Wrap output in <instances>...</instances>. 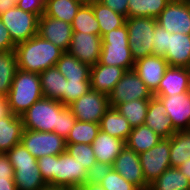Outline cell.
Listing matches in <instances>:
<instances>
[{
  "instance_id": "cell-1",
  "label": "cell",
  "mask_w": 190,
  "mask_h": 190,
  "mask_svg": "<svg viewBox=\"0 0 190 190\" xmlns=\"http://www.w3.org/2000/svg\"><path fill=\"white\" fill-rule=\"evenodd\" d=\"M64 51L36 34L15 46L17 67L27 72L41 73L54 67Z\"/></svg>"
},
{
  "instance_id": "cell-2",
  "label": "cell",
  "mask_w": 190,
  "mask_h": 190,
  "mask_svg": "<svg viewBox=\"0 0 190 190\" xmlns=\"http://www.w3.org/2000/svg\"><path fill=\"white\" fill-rule=\"evenodd\" d=\"M6 155L14 168L17 190H42L48 187L38 168L37 159L22 143L13 146Z\"/></svg>"
},
{
  "instance_id": "cell-3",
  "label": "cell",
  "mask_w": 190,
  "mask_h": 190,
  "mask_svg": "<svg viewBox=\"0 0 190 190\" xmlns=\"http://www.w3.org/2000/svg\"><path fill=\"white\" fill-rule=\"evenodd\" d=\"M7 97L12 114L21 116L43 98L39 73L17 69Z\"/></svg>"
},
{
  "instance_id": "cell-4",
  "label": "cell",
  "mask_w": 190,
  "mask_h": 190,
  "mask_svg": "<svg viewBox=\"0 0 190 190\" xmlns=\"http://www.w3.org/2000/svg\"><path fill=\"white\" fill-rule=\"evenodd\" d=\"M98 64L118 66L125 71L134 69L135 60L128 44L126 24L111 30L102 37V51Z\"/></svg>"
},
{
  "instance_id": "cell-5",
  "label": "cell",
  "mask_w": 190,
  "mask_h": 190,
  "mask_svg": "<svg viewBox=\"0 0 190 190\" xmlns=\"http://www.w3.org/2000/svg\"><path fill=\"white\" fill-rule=\"evenodd\" d=\"M58 100L42 98L21 115L24 129L54 132L58 128L59 111L64 107Z\"/></svg>"
},
{
  "instance_id": "cell-6",
  "label": "cell",
  "mask_w": 190,
  "mask_h": 190,
  "mask_svg": "<svg viewBox=\"0 0 190 190\" xmlns=\"http://www.w3.org/2000/svg\"><path fill=\"white\" fill-rule=\"evenodd\" d=\"M128 29V44L130 46L133 59L153 55V36L156 18L153 17H131L126 18Z\"/></svg>"
},
{
  "instance_id": "cell-7",
  "label": "cell",
  "mask_w": 190,
  "mask_h": 190,
  "mask_svg": "<svg viewBox=\"0 0 190 190\" xmlns=\"http://www.w3.org/2000/svg\"><path fill=\"white\" fill-rule=\"evenodd\" d=\"M87 170L74 157L64 151L55 155V179L49 187L75 190L86 182Z\"/></svg>"
},
{
  "instance_id": "cell-8",
  "label": "cell",
  "mask_w": 190,
  "mask_h": 190,
  "mask_svg": "<svg viewBox=\"0 0 190 190\" xmlns=\"http://www.w3.org/2000/svg\"><path fill=\"white\" fill-rule=\"evenodd\" d=\"M21 143L36 159L66 151V139L54 132L24 129Z\"/></svg>"
},
{
  "instance_id": "cell-9",
  "label": "cell",
  "mask_w": 190,
  "mask_h": 190,
  "mask_svg": "<svg viewBox=\"0 0 190 190\" xmlns=\"http://www.w3.org/2000/svg\"><path fill=\"white\" fill-rule=\"evenodd\" d=\"M0 19L16 45L38 34L39 17L17 6L1 14Z\"/></svg>"
},
{
  "instance_id": "cell-10",
  "label": "cell",
  "mask_w": 190,
  "mask_h": 190,
  "mask_svg": "<svg viewBox=\"0 0 190 190\" xmlns=\"http://www.w3.org/2000/svg\"><path fill=\"white\" fill-rule=\"evenodd\" d=\"M152 97V92L134 69L126 70L121 80L108 95L110 107L114 108L120 103L139 99H151Z\"/></svg>"
},
{
  "instance_id": "cell-11",
  "label": "cell",
  "mask_w": 190,
  "mask_h": 190,
  "mask_svg": "<svg viewBox=\"0 0 190 190\" xmlns=\"http://www.w3.org/2000/svg\"><path fill=\"white\" fill-rule=\"evenodd\" d=\"M75 118L82 122L100 123L105 112L110 108L108 95L89 90L69 105Z\"/></svg>"
},
{
  "instance_id": "cell-12",
  "label": "cell",
  "mask_w": 190,
  "mask_h": 190,
  "mask_svg": "<svg viewBox=\"0 0 190 190\" xmlns=\"http://www.w3.org/2000/svg\"><path fill=\"white\" fill-rule=\"evenodd\" d=\"M146 183H153L166 169L171 167L170 138L161 139L151 149L139 154Z\"/></svg>"
},
{
  "instance_id": "cell-13",
  "label": "cell",
  "mask_w": 190,
  "mask_h": 190,
  "mask_svg": "<svg viewBox=\"0 0 190 190\" xmlns=\"http://www.w3.org/2000/svg\"><path fill=\"white\" fill-rule=\"evenodd\" d=\"M156 20L169 33L190 35V1L171 0Z\"/></svg>"
},
{
  "instance_id": "cell-14",
  "label": "cell",
  "mask_w": 190,
  "mask_h": 190,
  "mask_svg": "<svg viewBox=\"0 0 190 190\" xmlns=\"http://www.w3.org/2000/svg\"><path fill=\"white\" fill-rule=\"evenodd\" d=\"M102 51V37L95 34L73 32L67 50L82 63L93 66L99 62Z\"/></svg>"
},
{
  "instance_id": "cell-15",
  "label": "cell",
  "mask_w": 190,
  "mask_h": 190,
  "mask_svg": "<svg viewBox=\"0 0 190 190\" xmlns=\"http://www.w3.org/2000/svg\"><path fill=\"white\" fill-rule=\"evenodd\" d=\"M112 168L117 171L128 182L136 185L140 190H148L143 170L140 163L139 154L125 146L116 157Z\"/></svg>"
},
{
  "instance_id": "cell-16",
  "label": "cell",
  "mask_w": 190,
  "mask_h": 190,
  "mask_svg": "<svg viewBox=\"0 0 190 190\" xmlns=\"http://www.w3.org/2000/svg\"><path fill=\"white\" fill-rule=\"evenodd\" d=\"M164 104L176 131L190 130V91L169 96H156Z\"/></svg>"
},
{
  "instance_id": "cell-17",
  "label": "cell",
  "mask_w": 190,
  "mask_h": 190,
  "mask_svg": "<svg viewBox=\"0 0 190 190\" xmlns=\"http://www.w3.org/2000/svg\"><path fill=\"white\" fill-rule=\"evenodd\" d=\"M72 25L46 15L38 20V35L67 52L72 38Z\"/></svg>"
},
{
  "instance_id": "cell-18",
  "label": "cell",
  "mask_w": 190,
  "mask_h": 190,
  "mask_svg": "<svg viewBox=\"0 0 190 190\" xmlns=\"http://www.w3.org/2000/svg\"><path fill=\"white\" fill-rule=\"evenodd\" d=\"M168 67V62L163 56L151 55L136 60L134 70L153 94Z\"/></svg>"
},
{
  "instance_id": "cell-19",
  "label": "cell",
  "mask_w": 190,
  "mask_h": 190,
  "mask_svg": "<svg viewBox=\"0 0 190 190\" xmlns=\"http://www.w3.org/2000/svg\"><path fill=\"white\" fill-rule=\"evenodd\" d=\"M190 91V69L169 66L153 96H169Z\"/></svg>"
},
{
  "instance_id": "cell-20",
  "label": "cell",
  "mask_w": 190,
  "mask_h": 190,
  "mask_svg": "<svg viewBox=\"0 0 190 190\" xmlns=\"http://www.w3.org/2000/svg\"><path fill=\"white\" fill-rule=\"evenodd\" d=\"M166 112L163 102L158 97L153 96L149 99L144 124L162 139L170 138L176 132Z\"/></svg>"
},
{
  "instance_id": "cell-21",
  "label": "cell",
  "mask_w": 190,
  "mask_h": 190,
  "mask_svg": "<svg viewBox=\"0 0 190 190\" xmlns=\"http://www.w3.org/2000/svg\"><path fill=\"white\" fill-rule=\"evenodd\" d=\"M124 72L125 70L118 66H106L98 63L91 66V89L109 95L121 80Z\"/></svg>"
},
{
  "instance_id": "cell-22",
  "label": "cell",
  "mask_w": 190,
  "mask_h": 190,
  "mask_svg": "<svg viewBox=\"0 0 190 190\" xmlns=\"http://www.w3.org/2000/svg\"><path fill=\"white\" fill-rule=\"evenodd\" d=\"M164 58L169 66L190 69V35L170 33L168 35V51Z\"/></svg>"
},
{
  "instance_id": "cell-23",
  "label": "cell",
  "mask_w": 190,
  "mask_h": 190,
  "mask_svg": "<svg viewBox=\"0 0 190 190\" xmlns=\"http://www.w3.org/2000/svg\"><path fill=\"white\" fill-rule=\"evenodd\" d=\"M91 145L96 160L112 166L116 157L126 146L125 141L113 137L102 130H99L97 137L93 140Z\"/></svg>"
},
{
  "instance_id": "cell-24",
  "label": "cell",
  "mask_w": 190,
  "mask_h": 190,
  "mask_svg": "<svg viewBox=\"0 0 190 190\" xmlns=\"http://www.w3.org/2000/svg\"><path fill=\"white\" fill-rule=\"evenodd\" d=\"M24 125L21 116L11 114L0 118V153L6 154L21 143Z\"/></svg>"
},
{
  "instance_id": "cell-25",
  "label": "cell",
  "mask_w": 190,
  "mask_h": 190,
  "mask_svg": "<svg viewBox=\"0 0 190 190\" xmlns=\"http://www.w3.org/2000/svg\"><path fill=\"white\" fill-rule=\"evenodd\" d=\"M42 95L44 98L58 100L64 104L65 82L67 79L54 67L39 73Z\"/></svg>"
},
{
  "instance_id": "cell-26",
  "label": "cell",
  "mask_w": 190,
  "mask_h": 190,
  "mask_svg": "<svg viewBox=\"0 0 190 190\" xmlns=\"http://www.w3.org/2000/svg\"><path fill=\"white\" fill-rule=\"evenodd\" d=\"M100 130L126 142L132 126L116 108L110 107L101 118Z\"/></svg>"
},
{
  "instance_id": "cell-27",
  "label": "cell",
  "mask_w": 190,
  "mask_h": 190,
  "mask_svg": "<svg viewBox=\"0 0 190 190\" xmlns=\"http://www.w3.org/2000/svg\"><path fill=\"white\" fill-rule=\"evenodd\" d=\"M55 66L67 80H90L91 66L69 52H64Z\"/></svg>"
},
{
  "instance_id": "cell-28",
  "label": "cell",
  "mask_w": 190,
  "mask_h": 190,
  "mask_svg": "<svg viewBox=\"0 0 190 190\" xmlns=\"http://www.w3.org/2000/svg\"><path fill=\"white\" fill-rule=\"evenodd\" d=\"M161 139L151 128L144 124L132 128L125 144L127 148L140 154L151 149Z\"/></svg>"
},
{
  "instance_id": "cell-29",
  "label": "cell",
  "mask_w": 190,
  "mask_h": 190,
  "mask_svg": "<svg viewBox=\"0 0 190 190\" xmlns=\"http://www.w3.org/2000/svg\"><path fill=\"white\" fill-rule=\"evenodd\" d=\"M190 181L177 168L166 169L153 183L148 190H189Z\"/></svg>"
},
{
  "instance_id": "cell-30",
  "label": "cell",
  "mask_w": 190,
  "mask_h": 190,
  "mask_svg": "<svg viewBox=\"0 0 190 190\" xmlns=\"http://www.w3.org/2000/svg\"><path fill=\"white\" fill-rule=\"evenodd\" d=\"M82 5L78 0H49L43 14L72 24Z\"/></svg>"
},
{
  "instance_id": "cell-31",
  "label": "cell",
  "mask_w": 190,
  "mask_h": 190,
  "mask_svg": "<svg viewBox=\"0 0 190 190\" xmlns=\"http://www.w3.org/2000/svg\"><path fill=\"white\" fill-rule=\"evenodd\" d=\"M190 158V130L176 131L170 137L171 167H178Z\"/></svg>"
},
{
  "instance_id": "cell-32",
  "label": "cell",
  "mask_w": 190,
  "mask_h": 190,
  "mask_svg": "<svg viewBox=\"0 0 190 190\" xmlns=\"http://www.w3.org/2000/svg\"><path fill=\"white\" fill-rule=\"evenodd\" d=\"M95 17L99 23L101 37L111 30L117 29L125 25L126 17L118 14L101 2L91 4Z\"/></svg>"
},
{
  "instance_id": "cell-33",
  "label": "cell",
  "mask_w": 190,
  "mask_h": 190,
  "mask_svg": "<svg viewBox=\"0 0 190 190\" xmlns=\"http://www.w3.org/2000/svg\"><path fill=\"white\" fill-rule=\"evenodd\" d=\"M17 69L15 50L0 52V95L8 96Z\"/></svg>"
},
{
  "instance_id": "cell-34",
  "label": "cell",
  "mask_w": 190,
  "mask_h": 190,
  "mask_svg": "<svg viewBox=\"0 0 190 190\" xmlns=\"http://www.w3.org/2000/svg\"><path fill=\"white\" fill-rule=\"evenodd\" d=\"M171 0H128V18H157Z\"/></svg>"
},
{
  "instance_id": "cell-35",
  "label": "cell",
  "mask_w": 190,
  "mask_h": 190,
  "mask_svg": "<svg viewBox=\"0 0 190 190\" xmlns=\"http://www.w3.org/2000/svg\"><path fill=\"white\" fill-rule=\"evenodd\" d=\"M148 104L149 99H139L120 103L115 108L127 119L133 128L144 125L145 117L148 111Z\"/></svg>"
},
{
  "instance_id": "cell-36",
  "label": "cell",
  "mask_w": 190,
  "mask_h": 190,
  "mask_svg": "<svg viewBox=\"0 0 190 190\" xmlns=\"http://www.w3.org/2000/svg\"><path fill=\"white\" fill-rule=\"evenodd\" d=\"M72 25L73 32H83L101 36L100 26L92 5L83 4L76 13Z\"/></svg>"
},
{
  "instance_id": "cell-37",
  "label": "cell",
  "mask_w": 190,
  "mask_h": 190,
  "mask_svg": "<svg viewBox=\"0 0 190 190\" xmlns=\"http://www.w3.org/2000/svg\"><path fill=\"white\" fill-rule=\"evenodd\" d=\"M100 130L99 123L77 120L66 139V144H92Z\"/></svg>"
},
{
  "instance_id": "cell-38",
  "label": "cell",
  "mask_w": 190,
  "mask_h": 190,
  "mask_svg": "<svg viewBox=\"0 0 190 190\" xmlns=\"http://www.w3.org/2000/svg\"><path fill=\"white\" fill-rule=\"evenodd\" d=\"M66 152L82 164L86 170L91 168L97 162L91 144H66Z\"/></svg>"
},
{
  "instance_id": "cell-39",
  "label": "cell",
  "mask_w": 190,
  "mask_h": 190,
  "mask_svg": "<svg viewBox=\"0 0 190 190\" xmlns=\"http://www.w3.org/2000/svg\"><path fill=\"white\" fill-rule=\"evenodd\" d=\"M91 90L90 80H67L65 82L64 105L69 106Z\"/></svg>"
},
{
  "instance_id": "cell-40",
  "label": "cell",
  "mask_w": 190,
  "mask_h": 190,
  "mask_svg": "<svg viewBox=\"0 0 190 190\" xmlns=\"http://www.w3.org/2000/svg\"><path fill=\"white\" fill-rule=\"evenodd\" d=\"M104 190H140L136 185L128 182L113 168L100 181Z\"/></svg>"
},
{
  "instance_id": "cell-41",
  "label": "cell",
  "mask_w": 190,
  "mask_h": 190,
  "mask_svg": "<svg viewBox=\"0 0 190 190\" xmlns=\"http://www.w3.org/2000/svg\"><path fill=\"white\" fill-rule=\"evenodd\" d=\"M76 121L77 119L75 118L71 108L69 106H64L59 111L58 128L54 129V133L60 135L64 139H67Z\"/></svg>"
},
{
  "instance_id": "cell-42",
  "label": "cell",
  "mask_w": 190,
  "mask_h": 190,
  "mask_svg": "<svg viewBox=\"0 0 190 190\" xmlns=\"http://www.w3.org/2000/svg\"><path fill=\"white\" fill-rule=\"evenodd\" d=\"M170 33L156 24L153 36V55L165 56L168 51V35Z\"/></svg>"
},
{
  "instance_id": "cell-43",
  "label": "cell",
  "mask_w": 190,
  "mask_h": 190,
  "mask_svg": "<svg viewBox=\"0 0 190 190\" xmlns=\"http://www.w3.org/2000/svg\"><path fill=\"white\" fill-rule=\"evenodd\" d=\"M37 164L43 180L49 185L55 179V155L41 157Z\"/></svg>"
},
{
  "instance_id": "cell-44",
  "label": "cell",
  "mask_w": 190,
  "mask_h": 190,
  "mask_svg": "<svg viewBox=\"0 0 190 190\" xmlns=\"http://www.w3.org/2000/svg\"><path fill=\"white\" fill-rule=\"evenodd\" d=\"M112 169V165L102 162H96L91 168L87 170L86 183L96 184L107 175Z\"/></svg>"
},
{
  "instance_id": "cell-45",
  "label": "cell",
  "mask_w": 190,
  "mask_h": 190,
  "mask_svg": "<svg viewBox=\"0 0 190 190\" xmlns=\"http://www.w3.org/2000/svg\"><path fill=\"white\" fill-rule=\"evenodd\" d=\"M49 0H17V7L23 11L36 14L39 18L44 13V7Z\"/></svg>"
},
{
  "instance_id": "cell-46",
  "label": "cell",
  "mask_w": 190,
  "mask_h": 190,
  "mask_svg": "<svg viewBox=\"0 0 190 190\" xmlns=\"http://www.w3.org/2000/svg\"><path fill=\"white\" fill-rule=\"evenodd\" d=\"M15 46L8 29L0 19V52L15 50Z\"/></svg>"
},
{
  "instance_id": "cell-47",
  "label": "cell",
  "mask_w": 190,
  "mask_h": 190,
  "mask_svg": "<svg viewBox=\"0 0 190 190\" xmlns=\"http://www.w3.org/2000/svg\"><path fill=\"white\" fill-rule=\"evenodd\" d=\"M99 2L128 18V0H100Z\"/></svg>"
},
{
  "instance_id": "cell-48",
  "label": "cell",
  "mask_w": 190,
  "mask_h": 190,
  "mask_svg": "<svg viewBox=\"0 0 190 190\" xmlns=\"http://www.w3.org/2000/svg\"><path fill=\"white\" fill-rule=\"evenodd\" d=\"M14 178V168L6 154L0 153V179Z\"/></svg>"
},
{
  "instance_id": "cell-49",
  "label": "cell",
  "mask_w": 190,
  "mask_h": 190,
  "mask_svg": "<svg viewBox=\"0 0 190 190\" xmlns=\"http://www.w3.org/2000/svg\"><path fill=\"white\" fill-rule=\"evenodd\" d=\"M12 114L8 97L0 95V118L8 117Z\"/></svg>"
},
{
  "instance_id": "cell-50",
  "label": "cell",
  "mask_w": 190,
  "mask_h": 190,
  "mask_svg": "<svg viewBox=\"0 0 190 190\" xmlns=\"http://www.w3.org/2000/svg\"><path fill=\"white\" fill-rule=\"evenodd\" d=\"M0 190H17L14 178H1Z\"/></svg>"
},
{
  "instance_id": "cell-51",
  "label": "cell",
  "mask_w": 190,
  "mask_h": 190,
  "mask_svg": "<svg viewBox=\"0 0 190 190\" xmlns=\"http://www.w3.org/2000/svg\"><path fill=\"white\" fill-rule=\"evenodd\" d=\"M17 0H0V15L16 7Z\"/></svg>"
},
{
  "instance_id": "cell-52",
  "label": "cell",
  "mask_w": 190,
  "mask_h": 190,
  "mask_svg": "<svg viewBox=\"0 0 190 190\" xmlns=\"http://www.w3.org/2000/svg\"><path fill=\"white\" fill-rule=\"evenodd\" d=\"M75 190H104L100 183L90 184L84 183L77 187Z\"/></svg>"
},
{
  "instance_id": "cell-53",
  "label": "cell",
  "mask_w": 190,
  "mask_h": 190,
  "mask_svg": "<svg viewBox=\"0 0 190 190\" xmlns=\"http://www.w3.org/2000/svg\"><path fill=\"white\" fill-rule=\"evenodd\" d=\"M190 181V158L177 167Z\"/></svg>"
},
{
  "instance_id": "cell-54",
  "label": "cell",
  "mask_w": 190,
  "mask_h": 190,
  "mask_svg": "<svg viewBox=\"0 0 190 190\" xmlns=\"http://www.w3.org/2000/svg\"><path fill=\"white\" fill-rule=\"evenodd\" d=\"M82 4L91 5L93 3L99 2L100 0H78Z\"/></svg>"
},
{
  "instance_id": "cell-55",
  "label": "cell",
  "mask_w": 190,
  "mask_h": 190,
  "mask_svg": "<svg viewBox=\"0 0 190 190\" xmlns=\"http://www.w3.org/2000/svg\"><path fill=\"white\" fill-rule=\"evenodd\" d=\"M42 190H65V189H62V188H56V187H46V188H44V189H42Z\"/></svg>"
}]
</instances>
